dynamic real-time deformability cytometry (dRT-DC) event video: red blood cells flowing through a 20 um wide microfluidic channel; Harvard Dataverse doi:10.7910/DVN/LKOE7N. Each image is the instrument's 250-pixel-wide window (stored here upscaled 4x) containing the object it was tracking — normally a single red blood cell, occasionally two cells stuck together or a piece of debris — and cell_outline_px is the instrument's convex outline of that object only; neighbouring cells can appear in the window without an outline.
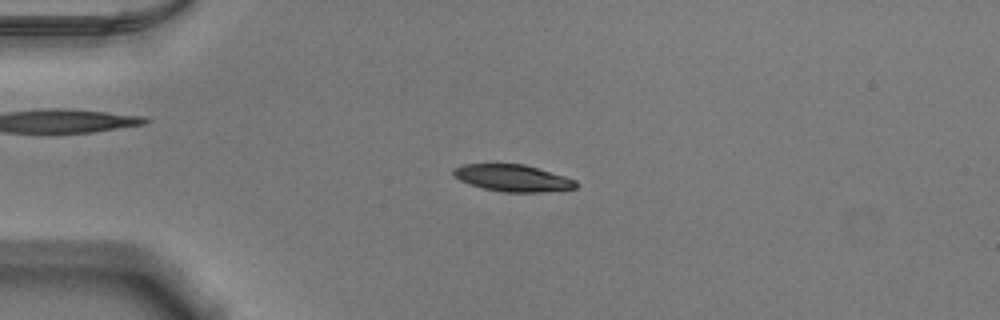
{"species": "Egyptian fruit bat (a non-hibernating species)", "species_latin": "Rousettus aegyptiacus", "temperature_condition": "warm", "stored_images_in_passage": 52, "camera_frame_rate_fps": 3000, "um_per_image_px": 0.085, "animal": {"sex": "male"}, "frame": {"image": 1, "passage_image": 13, "time_ms": 4.0, "image_size_px": [1000, 320], "cell_outline_px": [[576, 188], [544, 192], [504, 192], [484, 188], [468, 184], [452, 176], [452, 168], [460, 164], [524, 164], [564, 176], [576, 180]], "centroid_in_image_um": [43.52, 15.13], "position_along_channel_um": 41.5, "area_um2": 19.19}}
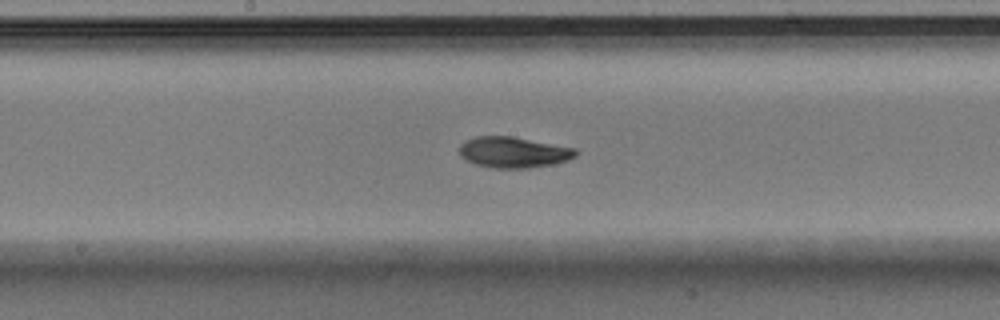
{"frame": {"image": 2, "passage_image": 28, "time_ms": 9.0, "image_size_px": [1000, 320], "cell_outline_px": [[576, 156], [568, 160], [552, 164], [528, 168], [492, 168], [476, 164], [460, 156], [460, 144], [464, 140], [476, 136], [512, 136], [576, 148]], "centroid_in_image_um": [43.63, 12.93], "position_along_channel_um": 204.6, "area_um2": 20.92}}
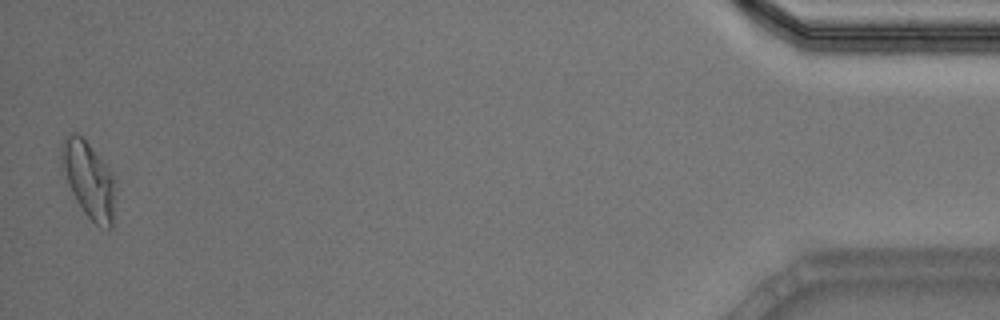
{"frame": {"image": 3, "passage_image": 52, "time_ms": 17.0, "image_size_px": [1000, 320], "cell_outline_px": [[116, 180], [112, 228], [108, 232], [100, 228], [84, 212], [76, 200], [72, 192], [60, 156], [60, 144], [64, 136], [72, 132], [76, 132], [84, 136], [112, 172]], "centroid_in_image_um": [7.58, 15.25], "position_along_channel_um": 427.6, "area_um2": 24.33}, "authors_computed_cell_mechanics": {"area_um2": 20.3167, "velocity_mm_per_s": 3.8523, "shape_relaxation_time_tau1_ms": 4.21, "shape_relaxation_time_tau2_ms": 2.9351, "deformation_change_tau1": 0.1776, "deformation_change_tau2": 0.0729}}